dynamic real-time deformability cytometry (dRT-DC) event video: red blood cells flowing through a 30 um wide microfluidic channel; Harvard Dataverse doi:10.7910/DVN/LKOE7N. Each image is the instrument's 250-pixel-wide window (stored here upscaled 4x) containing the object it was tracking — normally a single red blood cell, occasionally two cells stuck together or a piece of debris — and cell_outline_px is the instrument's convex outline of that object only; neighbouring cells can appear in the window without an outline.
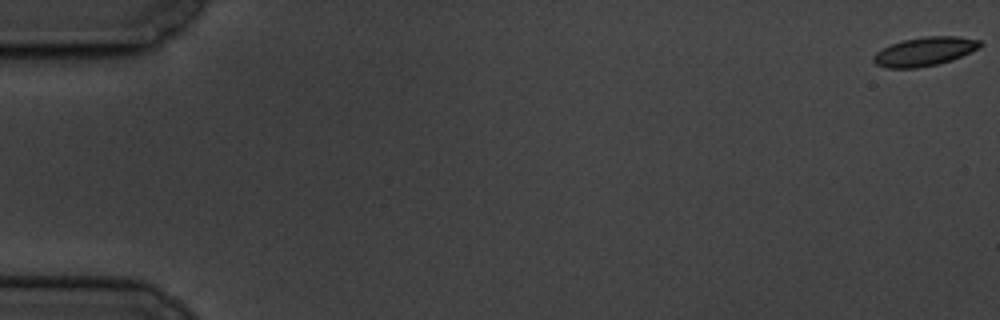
{"species": "common noctule bat (a hibernating species)", "species_latin": "Nyctalus noctula", "temperature_condition": "cold", "stored_images_in_passage": 6, "camera_frame_rate_fps": 3000, "um_per_image_px": 0.085, "animal": {"sex": "male", "body_mass_g": 19.5, "forearm_length_mm": 54.6}, "frame": {"image": 1, "passage_image": 1, "time_ms": 0.0, "image_size_px": [1000, 320], "cell_outline_px": [[984, 44], [980, 48], [952, 60], [936, 64], [916, 68], [888, 68], [876, 64], [872, 60], [872, 56], [876, 52], [892, 44], [904, 40], [924, 36], [956, 36], [980, 40]], "centroid_in_image_um": [78.62, 4.37], "position_along_channel_um": 6.4, "area_um2": 17.86}}
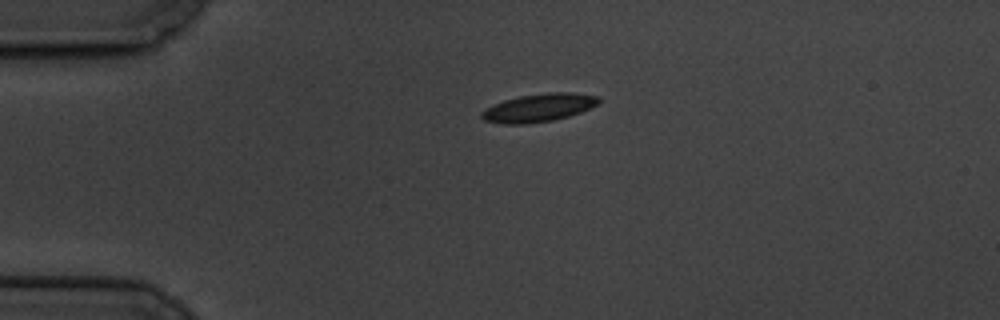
{"frame": {"image": 2, "passage_image": 5, "time_ms": 4.667, "image_size_px": [1000, 320], "cell_outline_px": [[600, 100], [596, 104], [580, 112], [568, 116], [552, 120], [524, 124], [504, 124], [484, 120], [480, 116], [480, 112], [492, 104], [504, 100], [520, 96], [544, 92], [572, 92], [600, 96]], "centroid_in_image_um": [45.76, 9.14], "position_along_channel_um": 39.2, "area_um2": 19.13}}